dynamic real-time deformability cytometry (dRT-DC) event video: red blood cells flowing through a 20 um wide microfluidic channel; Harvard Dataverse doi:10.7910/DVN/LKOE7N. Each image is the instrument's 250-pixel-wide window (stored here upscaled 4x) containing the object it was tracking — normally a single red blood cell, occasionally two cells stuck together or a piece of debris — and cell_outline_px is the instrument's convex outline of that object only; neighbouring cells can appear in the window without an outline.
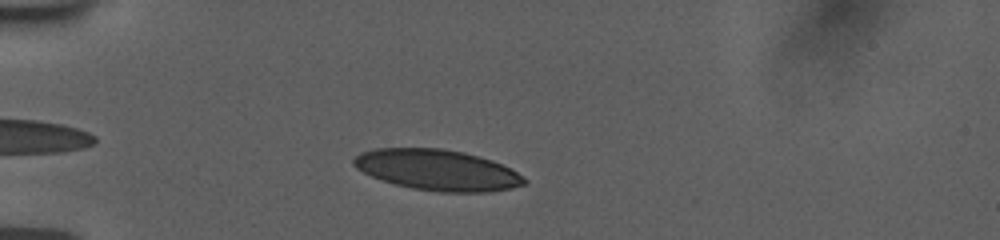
{"species": "human", "species_latin": "Homo sapiens", "temperature_condition": "room temperature", "stored_images_in_passage": 41, "camera_frame_rate_fps": 3000, "um_per_image_px": 0.085, "donor": {"sex": "female"}, "frame": {"image": 1, "passage_image": 6, "time_ms": 1.667, "image_size_px": [1000, 240], "cell_outline_px": [[528, 180], [524, 184], [512, 188], [484, 192], [440, 192], [412, 188], [396, 184], [372, 176], [356, 168], [352, 164], [352, 160], [360, 152], [376, 148], [440, 148], [464, 152], [492, 160], [516, 172]], "centroid_in_image_um": [37.16, 14.44], "position_along_channel_um": 47.8, "area_um2": 40.29}}
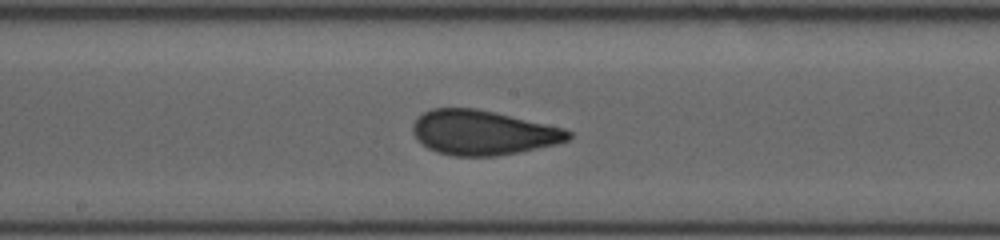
{"frame": {"image": 2, "passage_image": 21, "time_ms": 6.667, "image_size_px": [1000, 240], "cell_outline_px": [[572, 136], [568, 140], [560, 144], [520, 152], [496, 156], [452, 156], [436, 152], [428, 148], [416, 140], [412, 132], [412, 124], [424, 112], [432, 108], [476, 108], [496, 112], [564, 128], [572, 132]], "centroid_in_image_um": [41.06, 11.28], "position_along_channel_um": 207.1, "area_um2": 40.86}}
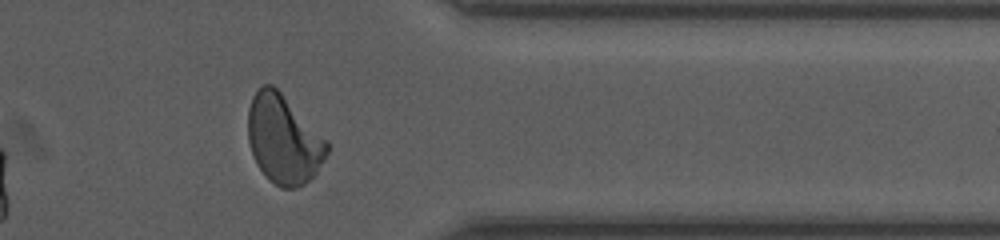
{"frame": {"image": 3, "passage_image": 36, "time_ms": 11.667, "image_size_px": [1000, 240], "cell_outline_px": [[328, 152], [324, 160], [316, 172], [304, 184], [296, 188], [280, 188], [268, 180], [256, 164], [248, 140], [248, 108], [252, 96], [264, 84], [272, 84], [328, 140]], "centroid_in_image_um": [24.1, 11.87], "position_along_channel_um": 387.3, "area_um2": 40.75}, "authors_computed_cell_mechanics": {"area_um2": 39.9976, "velocity_mm_per_s": 3.7671, "shape_relaxation_time_tau1_ms": 5.6339, "shape_relaxation_time_tau2_ms": 0.9995, "deformation_change_tau1": 0.1757, "deformation_change_tau2": 0.0642}}